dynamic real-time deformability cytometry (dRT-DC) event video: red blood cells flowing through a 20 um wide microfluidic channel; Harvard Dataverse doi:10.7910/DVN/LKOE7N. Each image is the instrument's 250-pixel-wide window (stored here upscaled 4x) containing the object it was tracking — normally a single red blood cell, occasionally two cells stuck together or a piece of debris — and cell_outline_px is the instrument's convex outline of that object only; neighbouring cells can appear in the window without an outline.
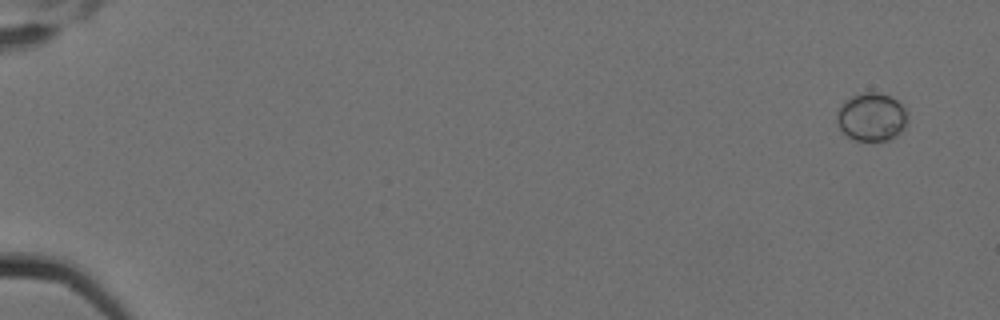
{"species": "Egyptian fruit bat (a non-hibernating species)", "species_latin": "Rousettus aegyptiacus", "temperature_condition": "cold", "stored_images_in_passage": 6, "camera_frame_rate_fps": 3000, "um_per_image_px": 0.085, "animal": {"sex": "female"}, "frame": {"image": 1, "passage_image": 2, "time_ms": 0.333, "image_size_px": [1000, 320], "cell_outline_px": [[908, 124], [896, 136], [888, 140], [856, 140], [848, 136], [840, 128], [836, 120], [836, 112], [840, 104], [844, 100], [852, 96], [864, 92], [876, 92], [888, 96], [896, 100], [908, 112]], "centroid_in_image_um": [74.08, 9.94], "position_along_channel_um": 10.9, "area_um2": 19.94}}
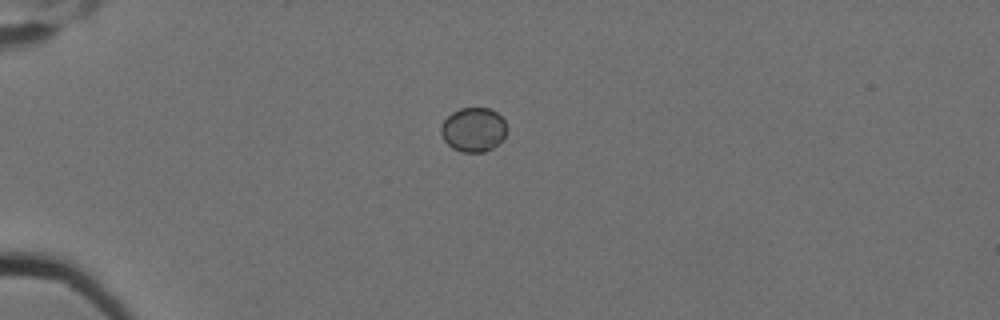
{"frame": {"image": 2, "passage_image": 6, "time_ms": 1.667, "image_size_px": [1000, 320], "cell_outline_px": [[508, 132], [504, 140], [492, 148], [484, 152], [464, 152], [452, 148], [444, 140], [440, 132], [440, 128], [444, 120], [452, 112], [460, 108], [488, 108], [496, 112], [504, 120], [508, 128]], "centroid_in_image_um": [40.27, 11.02], "position_along_channel_um": 44.7, "area_um2": 17.17}}